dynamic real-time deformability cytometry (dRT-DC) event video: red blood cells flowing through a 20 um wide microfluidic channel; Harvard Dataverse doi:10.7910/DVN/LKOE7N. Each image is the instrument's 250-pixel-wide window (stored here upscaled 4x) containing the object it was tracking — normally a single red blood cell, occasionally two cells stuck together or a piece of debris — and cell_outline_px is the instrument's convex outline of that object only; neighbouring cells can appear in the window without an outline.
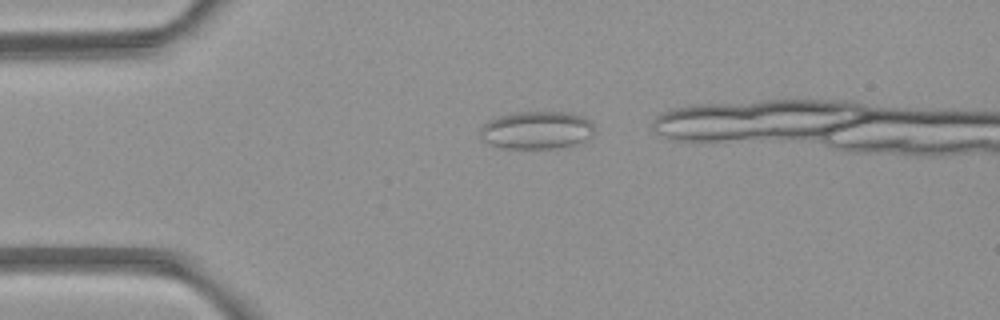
{"species": "common noctule bat (a hibernating species)", "species_latin": "Nyctalus noctula", "temperature_condition": "room temperature", "stored_images_in_passage": 4, "camera_frame_rate_fps": 3000, "um_per_image_px": 0.085, "animal": {"sex": "female", "body_mass_g": 21.9}, "frame": {"image": 1, "passage_image": 1, "time_ms": 0.0, "image_size_px": [1000, 320], "cell_outline_px": [[596, 128], [592, 136], [568, 148], [500, 148], [484, 140], [480, 136], [480, 128], [488, 120], [500, 116], [516, 112], [568, 112], [580, 116], [588, 120]], "centroid_in_image_um": [45.64, 11.07], "position_along_channel_um": 39.4, "area_um2": 25.26}}